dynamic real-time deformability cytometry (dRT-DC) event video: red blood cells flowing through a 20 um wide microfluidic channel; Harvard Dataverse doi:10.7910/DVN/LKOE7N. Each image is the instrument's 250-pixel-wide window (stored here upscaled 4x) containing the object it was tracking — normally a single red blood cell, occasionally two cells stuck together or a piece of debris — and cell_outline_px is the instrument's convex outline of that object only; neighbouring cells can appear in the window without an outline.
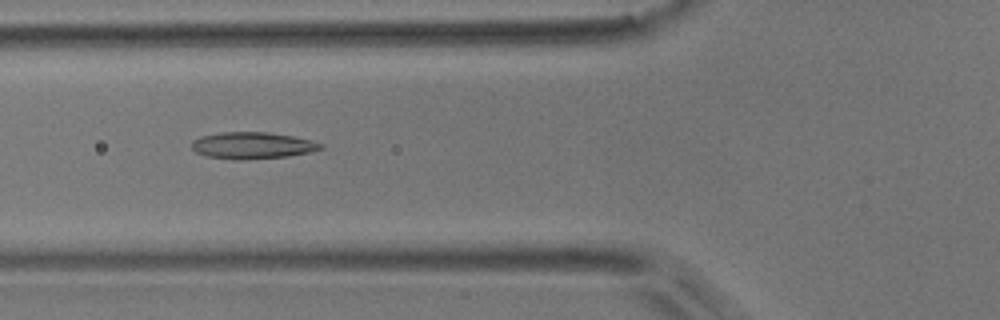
{"species": "common noctule bat (a hibernating species)", "species_latin": "Nyctalus noctula", "temperature_condition": "room temperature", "stored_images_in_passage": 6, "camera_frame_rate_fps": 3000, "um_per_image_px": 0.085, "animal": {"sex": "male", "body_mass_g": 17.9}, "frame": {"image": 1, "passage_image": 4, "time_ms": 1.0, "image_size_px": [1000, 320], "cell_outline_px": [[324, 148], [312, 152], [288, 156], [240, 160], [236, 160], [208, 156], [196, 152], [192, 148], [192, 140], [200, 136], [224, 132], [268, 132], [292, 136], [312, 140], [324, 144]], "centroid_in_image_um": [21.49, 12.36], "position_along_channel_um": 104.3, "area_um2": 20.11}}
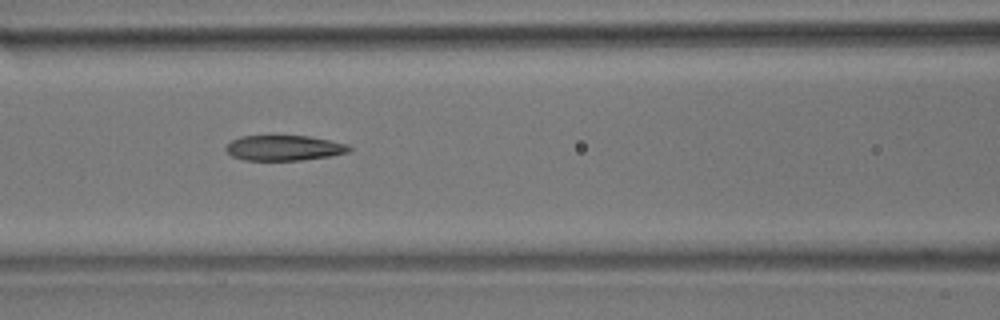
{"frame": {"image": 2, "passage_image": 5, "time_ms": 1.333, "image_size_px": [1000, 320], "cell_outline_px": [[352, 152], [332, 156], [300, 160], [244, 160], [232, 156], [224, 148], [232, 140], [240, 136], [308, 136], [348, 144], [352, 148]], "centroid_in_image_um": [24.18, 12.58], "position_along_channel_um": 142.4, "area_um2": 18.21}}
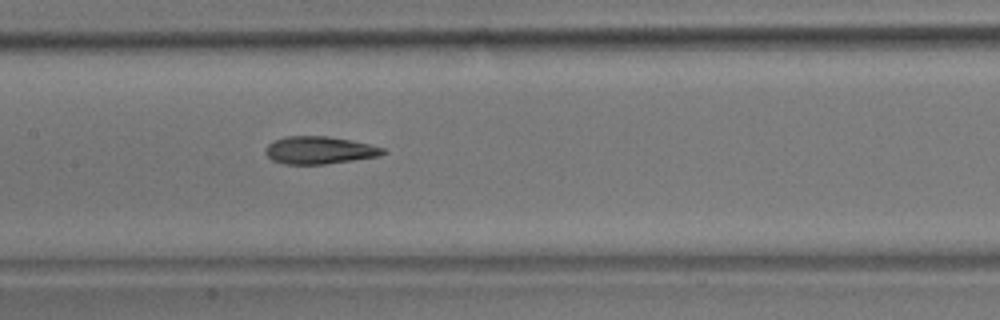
{"frame": {"image": 3, "passage_image": 6, "time_ms": 1.667, "image_size_px": [1000, 320], "cell_outline_px": [[388, 152], [380, 156], [324, 164], [284, 164], [272, 160], [264, 152], [264, 148], [272, 140], [284, 136], [328, 136], [352, 140], [384, 148]], "centroid_in_image_um": [27.12, 12.76], "position_along_channel_um": 180.3, "area_um2": 19.02}}